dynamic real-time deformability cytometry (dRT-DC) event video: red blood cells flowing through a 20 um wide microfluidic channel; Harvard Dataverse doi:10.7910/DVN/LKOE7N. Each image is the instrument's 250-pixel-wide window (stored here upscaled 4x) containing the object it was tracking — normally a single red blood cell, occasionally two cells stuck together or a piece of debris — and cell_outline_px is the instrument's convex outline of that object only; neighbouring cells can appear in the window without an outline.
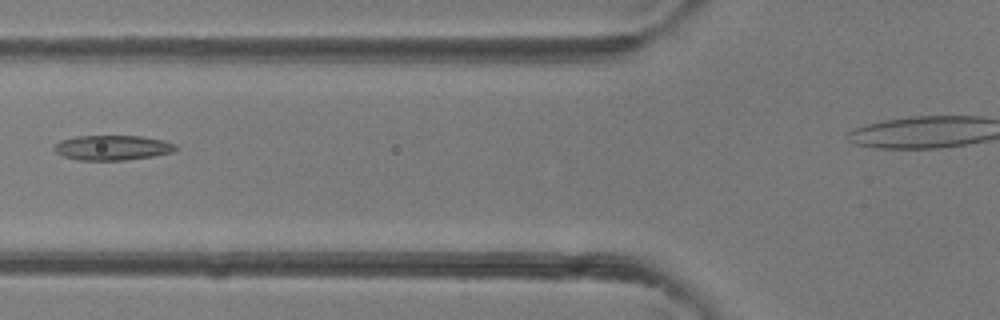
{"species": "common noctule bat (a hibernating species)", "species_latin": "Nyctalus noctula", "temperature_condition": "room temperature", "stored_images_in_passage": 5, "segment_of_instrument_passage": [1, 2], "camera_frame_rate_fps": 3000, "um_per_image_px": 0.085, "animal": {"sex": "female"}, "frame": {"image": 1, "passage_image": 4, "time_ms": 3.333, "image_size_px": [1000, 320], "cell_outline_px": [[176, 148], [172, 152], [152, 156], [124, 160], [80, 160], [64, 156], [56, 152], [52, 148], [60, 140], [76, 136], [140, 136], [164, 140], [176, 144]], "centroid_in_image_um": [9.54, 12.54], "position_along_channel_um": 116.3, "area_um2": 17.51}}